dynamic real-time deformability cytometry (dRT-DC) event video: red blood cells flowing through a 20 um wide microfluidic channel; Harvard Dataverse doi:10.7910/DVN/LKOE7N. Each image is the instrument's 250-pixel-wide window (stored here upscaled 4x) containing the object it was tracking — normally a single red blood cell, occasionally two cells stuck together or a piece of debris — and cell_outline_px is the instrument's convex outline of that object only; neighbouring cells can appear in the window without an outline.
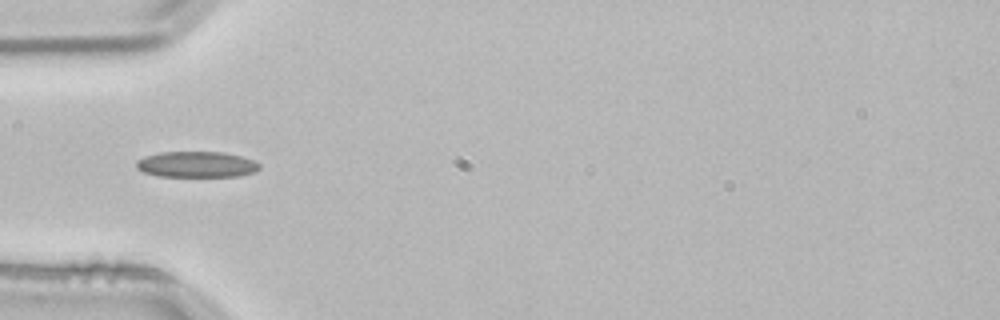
{"species": "common noctule bat (a hibernating species)", "species_latin": "Nyctalus noctula", "temperature_condition": "room temperature", "stored_images_in_passage": 2, "camera_frame_rate_fps": 3000, "um_per_image_px": 0.085, "animal": {"sex": "male", "body_mass_g": 21.5, "forearm_length_mm": 52.0}, "frame": {"image": 1, "passage_image": 2, "time_ms": 0.333, "image_size_px": [1000, 320], "cell_outline_px": [[260, 168], [256, 172], [236, 176], [160, 176], [144, 172], [136, 168], [136, 160], [144, 156], [160, 152], [224, 152], [240, 156], [252, 160], [260, 164]], "centroid_in_image_um": [16.69, 13.97], "position_along_channel_um": 68.3, "area_um2": 18.55}}